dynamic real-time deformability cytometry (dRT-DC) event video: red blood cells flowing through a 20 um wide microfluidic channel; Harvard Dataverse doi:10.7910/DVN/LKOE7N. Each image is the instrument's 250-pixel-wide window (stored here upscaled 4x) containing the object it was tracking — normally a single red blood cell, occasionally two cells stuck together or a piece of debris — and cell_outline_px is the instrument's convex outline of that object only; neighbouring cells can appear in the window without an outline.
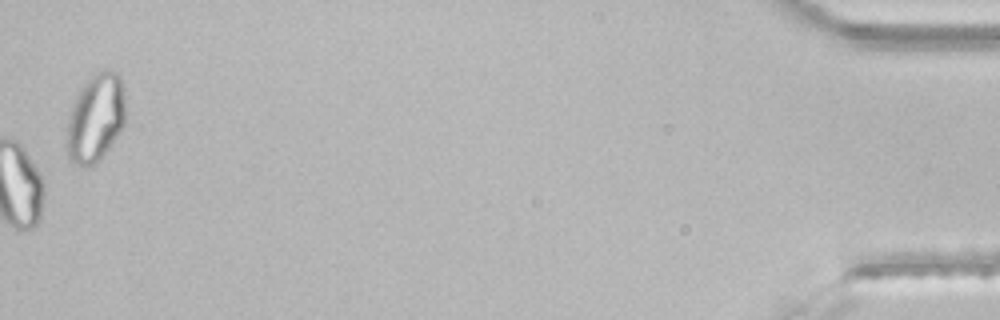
{"species": "common noctule bat (a hibernating species)", "species_latin": "Nyctalus noctula", "temperature_condition": "room temperature", "stored_images_in_passage": 38, "camera_frame_rate_fps": 3000, "um_per_image_px": 0.085, "animal": {"sex": "male", "body_mass_g": 21.5, "forearm_length_mm": 52.0}, "frame": {"image": 1, "passage_image": 38, "time_ms": 12.333, "image_size_px": [1000, 320], "cell_outline_px": [[124, 124], [120, 132], [100, 160], [96, 164], [84, 168], [72, 164], [68, 160], [64, 144], [68, 112], [80, 88], [96, 72], [104, 68], [116, 72], [120, 76], [124, 88]], "centroid_in_image_um": [8.07, 10.08], "position_along_channel_um": 427.1, "area_um2": 31.1}}